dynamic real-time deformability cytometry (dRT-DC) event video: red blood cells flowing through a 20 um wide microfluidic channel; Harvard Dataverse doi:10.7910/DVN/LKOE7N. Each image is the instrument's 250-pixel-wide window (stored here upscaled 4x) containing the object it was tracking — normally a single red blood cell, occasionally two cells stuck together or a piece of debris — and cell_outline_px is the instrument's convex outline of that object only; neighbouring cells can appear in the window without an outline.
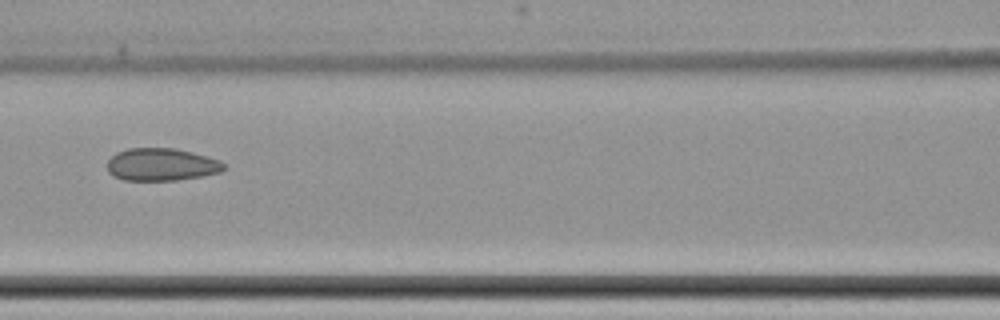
{"species": "common noctule bat (a hibernating species)", "species_latin": "Nyctalus noctula", "temperature_condition": "cold", "stored_images_in_passage": 9, "camera_frame_rate_fps": 3000, "um_per_image_px": 0.085, "animal": {"sex": "female", "body_mass_g": 22.7, "forearm_length_mm": 54.2}, "frame": {"image": 1, "passage_image": 6, "time_ms": 6.0, "image_size_px": [1000, 320], "cell_outline_px": [[228, 168], [220, 172], [200, 176], [176, 180], [124, 180], [112, 176], [108, 172], [108, 160], [116, 152], [128, 148], [176, 148], [208, 156], [220, 160]], "centroid_in_image_um": [13.73, 13.98], "position_along_channel_um": 152.9, "area_um2": 22.25}}
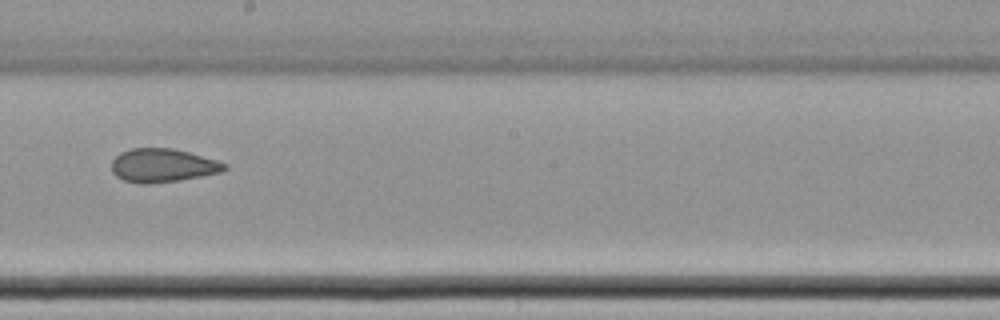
{"frame": {"image": 2, "passage_image": 8, "time_ms": 8.333, "image_size_px": [1000, 320], "cell_outline_px": [[228, 168], [220, 172], [180, 180], [148, 184], [140, 184], [124, 180], [116, 176], [112, 172], [112, 160], [120, 152], [132, 148], [172, 148], [188, 152], [216, 160], [228, 164]], "centroid_in_image_um": [13.81, 14.06], "position_along_channel_um": 234.4, "area_um2": 22.02}}
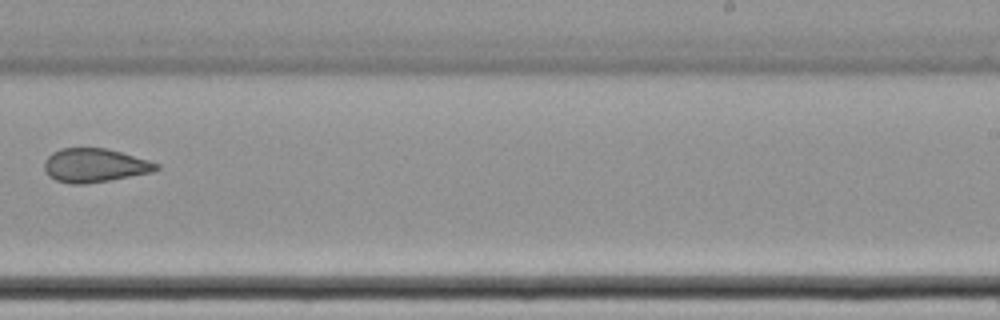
{"frame": {"image": 3, "passage_image": 9, "time_ms": 9.667, "image_size_px": [1000, 320], "cell_outline_px": [[160, 168], [152, 172], [108, 180], [84, 184], [72, 184], [56, 180], [48, 176], [44, 168], [44, 160], [52, 152], [60, 148], [104, 148], [120, 152], [148, 160], [160, 164]], "centroid_in_image_um": [8.02, 14.05], "position_along_channel_um": 281.0, "area_um2": 21.91}}